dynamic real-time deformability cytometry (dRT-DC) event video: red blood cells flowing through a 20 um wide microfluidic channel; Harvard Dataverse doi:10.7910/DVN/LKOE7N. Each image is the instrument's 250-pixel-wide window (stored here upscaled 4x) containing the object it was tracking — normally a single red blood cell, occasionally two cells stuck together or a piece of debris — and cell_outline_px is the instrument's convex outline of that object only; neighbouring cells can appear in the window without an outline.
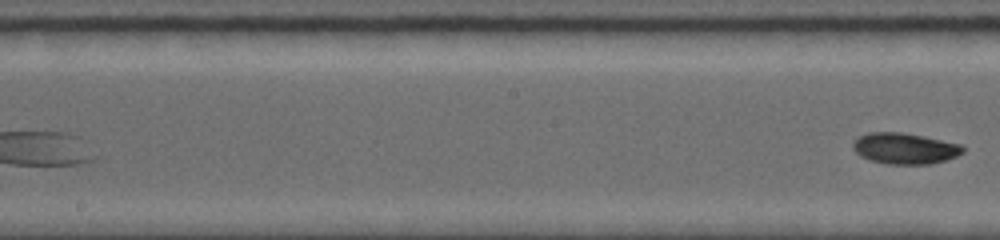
{"species": "common noctule bat (a hibernating species)", "species_latin": "Nyctalus noctula", "temperature_condition": "room temperature", "stored_images_in_passage": 9, "camera_frame_rate_fps": 5000, "um_per_image_px": 0.085, "animal": {"sex": "female", "body_mass_g": 19.0, "forearm_length_mm": 56.7}, "frame": {"image": 1, "passage_image": 9, "time_ms": 7.2, "image_size_px": [1000, 240], "cell_outline_px": [[964, 152], [956, 156], [944, 160], [928, 164], [888, 164], [872, 160], [860, 156], [852, 148], [856, 140], [860, 136], [872, 132], [896, 132], [920, 136], [960, 144], [964, 148]], "centroid_in_image_um": [76.9, 12.63], "position_along_channel_um": 171.3, "area_um2": 19.36}}